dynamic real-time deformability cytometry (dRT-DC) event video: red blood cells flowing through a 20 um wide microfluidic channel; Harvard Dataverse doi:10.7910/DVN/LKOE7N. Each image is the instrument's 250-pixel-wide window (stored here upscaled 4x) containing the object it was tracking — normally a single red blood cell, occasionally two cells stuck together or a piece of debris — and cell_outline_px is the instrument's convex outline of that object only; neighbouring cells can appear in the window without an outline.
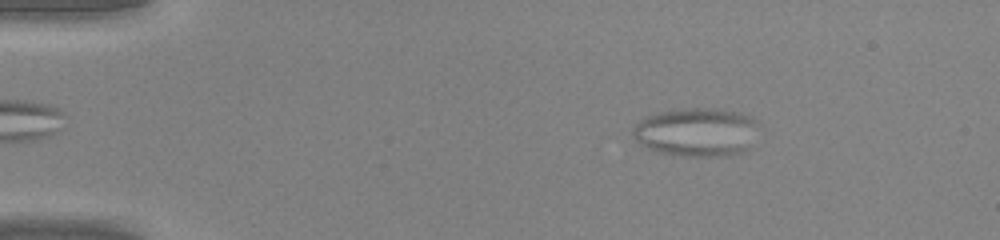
{"species": "common noctule bat (a hibernating species)", "species_latin": "Nyctalus noctula", "temperature_condition": "warm", "stored_images_in_passage": 48, "camera_frame_rate_fps": 3000, "um_per_image_px": 0.085, "animal": {"sex": "male", "body_mass_g": 20.0, "forearm_length_mm": 53.3}, "frame": {"image": 1, "passage_image": 8, "time_ms": 2.333, "image_size_px": [1000, 240], "cell_outline_px": [[756, 120], [744, 148], [740, 152], [732, 156], [672, 156], [648, 148], [640, 144], [632, 136], [632, 128], [640, 120], [656, 112], [688, 108], [716, 108], [736, 112], [752, 116]], "centroid_in_image_um": [59.07, 11.22], "position_along_channel_um": 25.9, "area_um2": 35.03}}
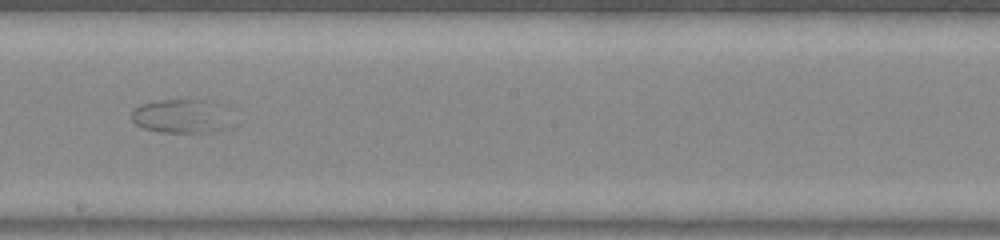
{"frame": {"image": 2, "passage_image": 28, "time_ms": 9.0, "image_size_px": [1000, 240], "cell_outline_px": [[220, 128], [208, 132], [160, 132], [144, 128], [136, 124], [132, 120], [132, 112], [140, 104], [160, 100], [204, 100]], "centroid_in_image_um": [14.9, 9.89], "position_along_channel_um": 233.3, "area_um2": 16.94}}
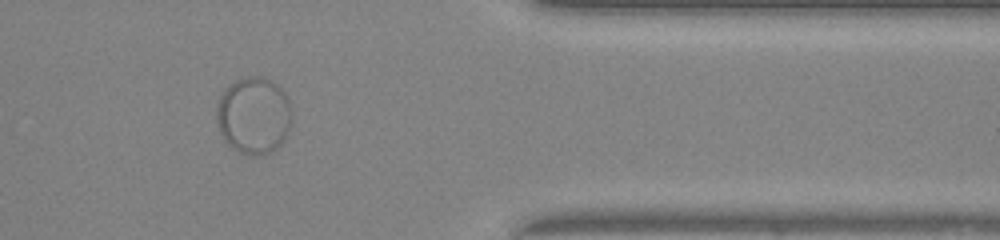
{"frame": {"image": 3, "passage_image": 40, "time_ms": 13.0, "image_size_px": [1000, 240], "cell_outline_px": [[292, 124], [284, 140], [272, 152], [264, 156], [252, 156], [240, 152], [232, 148], [224, 140], [216, 124], [216, 104], [224, 88], [236, 80], [248, 76], [264, 76], [272, 80], [284, 92], [288, 100], [292, 116]], "centroid_in_image_um": [21.56, 9.82], "position_along_channel_um": 389.8, "area_um2": 34.45}}